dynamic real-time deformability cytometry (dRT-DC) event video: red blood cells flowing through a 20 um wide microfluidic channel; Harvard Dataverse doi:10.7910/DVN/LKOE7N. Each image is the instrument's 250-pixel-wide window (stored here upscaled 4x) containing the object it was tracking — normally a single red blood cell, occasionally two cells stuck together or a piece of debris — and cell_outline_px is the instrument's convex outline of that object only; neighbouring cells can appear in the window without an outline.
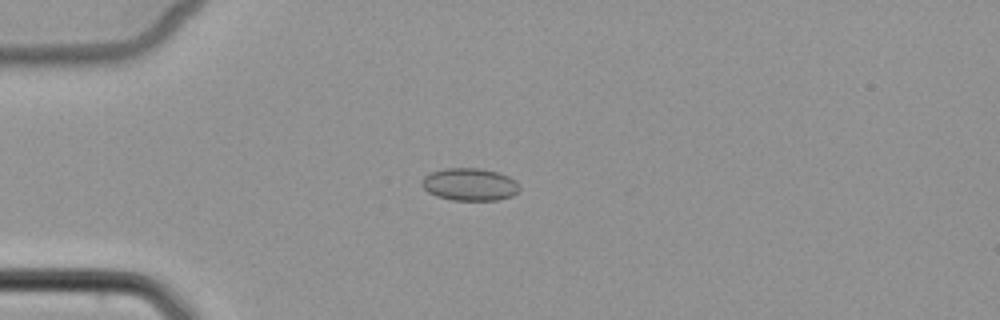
{"species": "common noctule bat (a hibernating species)", "species_latin": "Nyctalus noctula", "temperature_condition": "cold", "stored_images_in_passage": 3, "camera_frame_rate_fps": 3000, "um_per_image_px": 0.085, "animal": {"sex": "female", "body_mass_g": 22.7, "forearm_length_mm": 54.2}, "frame": {"image": 1, "passage_image": 3, "time_ms": 3.0, "image_size_px": [1000, 320], "cell_outline_px": [[520, 188], [512, 196], [496, 200], [452, 200], [436, 196], [428, 192], [420, 184], [424, 176], [432, 172], [444, 168], [480, 168], [496, 172], [508, 176], [516, 180], [520, 184]], "centroid_in_image_um": [39.92, 15.67], "position_along_channel_um": 45.1, "area_um2": 18.55}}